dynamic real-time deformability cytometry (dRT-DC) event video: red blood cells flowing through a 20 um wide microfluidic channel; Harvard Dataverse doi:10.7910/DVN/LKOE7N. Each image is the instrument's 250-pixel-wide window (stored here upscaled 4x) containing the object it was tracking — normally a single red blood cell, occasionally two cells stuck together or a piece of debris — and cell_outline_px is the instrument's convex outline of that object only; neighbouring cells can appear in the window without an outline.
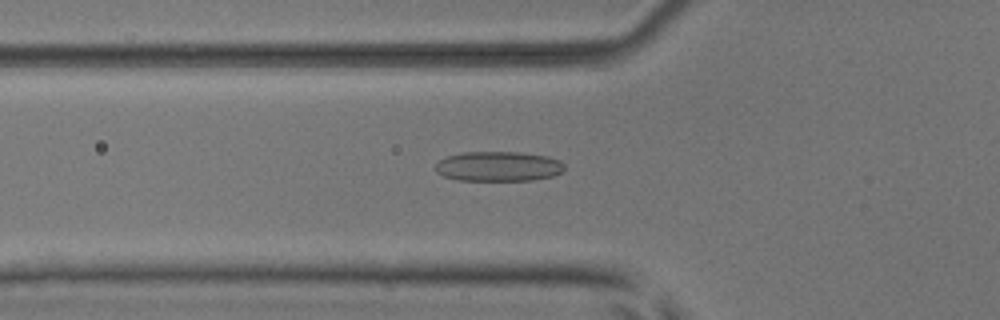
{"species": "common noctule bat (a hibernating species)", "species_latin": "Nyctalus noctula", "temperature_condition": "room temperature", "stored_images_in_passage": 32, "camera_frame_rate_fps": 3000, "um_per_image_px": 0.085, "animal": {"sex": "male", "body_mass_g": 17.9, "forearm_length_mm": 54.2}, "frame": {"image": 1, "passage_image": 5, "time_ms": 1.333, "image_size_px": [1000, 320], "cell_outline_px": [[564, 168], [560, 172], [552, 176], [532, 180], [460, 180], [444, 176], [436, 172], [436, 164], [440, 160], [448, 156], [464, 152], [520, 152], [548, 156], [560, 160], [564, 164]], "centroid_in_image_um": [42.38, 14.13], "position_along_channel_um": 83.4, "area_um2": 22.31}}
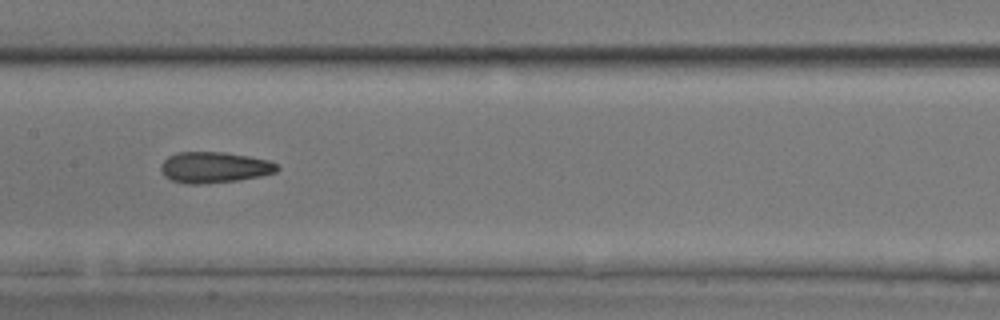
{"frame": {"image": 2, "passage_image": 13, "time_ms": 4.0, "image_size_px": [1000, 320], "cell_outline_px": [[280, 168], [276, 172], [260, 176], [236, 180], [204, 184], [188, 184], [172, 180], [164, 176], [160, 168], [160, 164], [168, 156], [176, 152], [224, 152], [248, 156], [268, 160], [276, 164]], "centroid_in_image_um": [18.19, 14.22], "position_along_channel_um": 189.2, "area_um2": 20.98}}
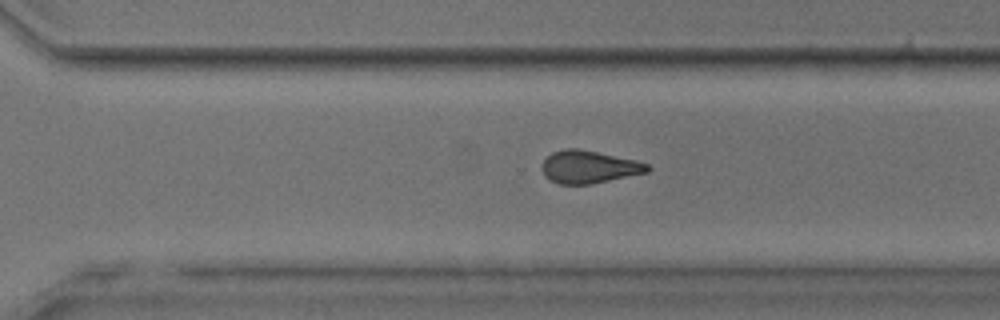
{"frame": {"image": 3, "passage_image": 23, "time_ms": 7.333, "image_size_px": [1000, 320], "cell_outline_px": [[652, 168], [648, 172], [592, 184], [560, 184], [544, 176], [540, 168], [544, 160], [552, 152], [564, 148], [576, 148], [636, 160], [648, 164]], "centroid_in_image_um": [50.05, 14.19], "position_along_channel_um": 320.6, "area_um2": 20.06}, "authors_computed_cell_mechanics": {"area_um2": 20.519, "velocity_mm_per_s": 3.9525, "shape_relaxation_time_tau1_ms": null, "shape_relaxation_time_tau2_ms": 3.2229, "deformation_change_tau1": null, "deformation_change_tau2": 0.1186}}